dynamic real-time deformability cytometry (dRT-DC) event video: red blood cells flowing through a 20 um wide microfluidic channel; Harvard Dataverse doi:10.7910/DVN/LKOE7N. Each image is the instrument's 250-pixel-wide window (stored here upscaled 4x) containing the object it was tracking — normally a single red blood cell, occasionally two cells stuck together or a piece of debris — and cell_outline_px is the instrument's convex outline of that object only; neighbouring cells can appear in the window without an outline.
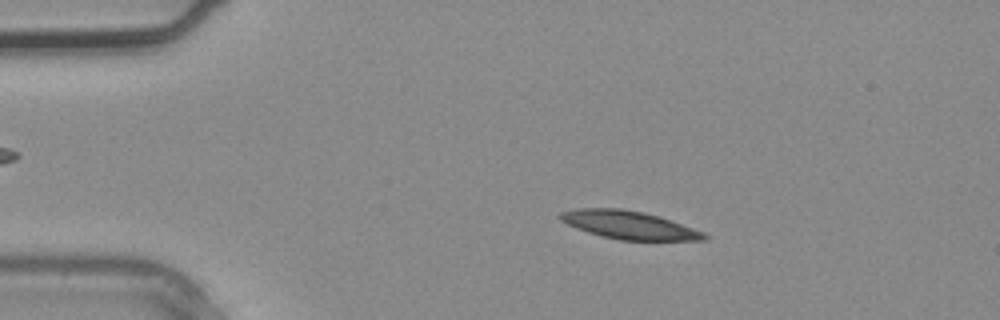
{"species": "common noctule bat (a hibernating species)", "species_latin": "Nyctalus noctula", "temperature_condition": "warm", "stored_images_in_passage": 2, "camera_frame_rate_fps": 3000, "um_per_image_px": 0.085, "animal": {"sex": "male", "body_mass_g": 20.4}, "frame": {"image": 1, "passage_image": 1, "time_ms": 0.0, "image_size_px": [1000, 320], "cell_outline_px": [[708, 240], [620, 240], [588, 232], [576, 228], [560, 220], [556, 216], [560, 212], [576, 208], [624, 208], [644, 212], [660, 216], [704, 232], [708, 236]], "centroid_in_image_um": [53.45, 19.11], "position_along_channel_um": 31.6, "area_um2": 23.64}}
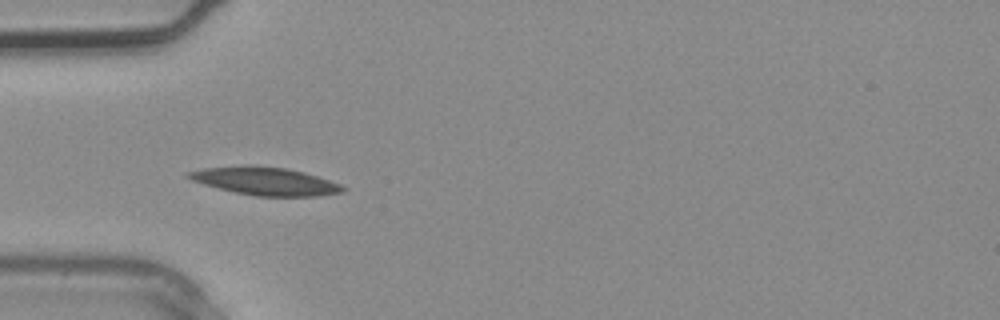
{"frame": {"image": 2, "passage_image": 2, "time_ms": 0.333, "image_size_px": [1000, 320], "cell_outline_px": [[348, 188], [344, 192], [320, 196], [256, 196], [236, 192], [204, 184], [192, 180], [184, 176], [188, 172], [204, 168], [248, 164], [252, 164], [284, 168], [304, 172], [340, 184]], "centroid_in_image_um": [22.56, 15.39], "position_along_channel_um": 62.4, "area_um2": 25.14}}